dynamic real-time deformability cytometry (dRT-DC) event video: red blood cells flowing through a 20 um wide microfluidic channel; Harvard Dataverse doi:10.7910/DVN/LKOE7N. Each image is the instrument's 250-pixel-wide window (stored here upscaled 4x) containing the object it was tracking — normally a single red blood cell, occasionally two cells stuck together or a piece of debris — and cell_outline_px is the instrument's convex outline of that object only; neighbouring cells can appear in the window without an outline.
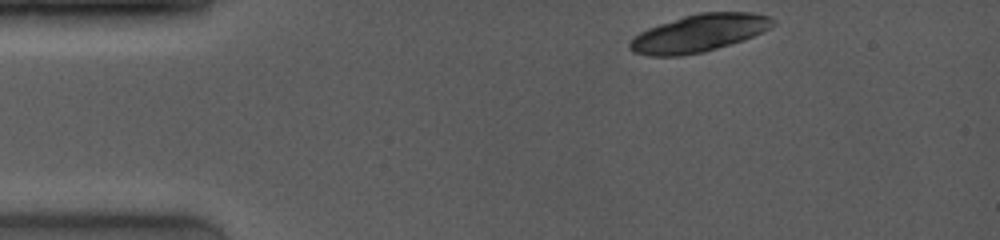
{"species": "common noctule bat (a hibernating species)", "species_latin": "Nyctalus noctula", "temperature_condition": "room temperature", "stored_images_in_passage": 12, "camera_frame_rate_fps": 4000, "um_per_image_px": 0.085, "animal": {"sex": "female", "body_mass_g": 19.0, "forearm_length_mm": 53.3}, "frame": {"image": 1, "passage_image": 1, "time_ms": 0.0, "image_size_px": [1000, 240], "cell_outline_px": [[776, 24], [744, 40], [704, 52], [680, 56], [648, 56], [632, 52], [628, 48], [628, 44], [632, 36], [648, 28], [684, 16], [700, 12], [752, 12], [768, 16], [776, 20]], "centroid_in_image_um": [59.38, 2.83], "position_along_channel_um": 25.6, "area_um2": 31.33}}